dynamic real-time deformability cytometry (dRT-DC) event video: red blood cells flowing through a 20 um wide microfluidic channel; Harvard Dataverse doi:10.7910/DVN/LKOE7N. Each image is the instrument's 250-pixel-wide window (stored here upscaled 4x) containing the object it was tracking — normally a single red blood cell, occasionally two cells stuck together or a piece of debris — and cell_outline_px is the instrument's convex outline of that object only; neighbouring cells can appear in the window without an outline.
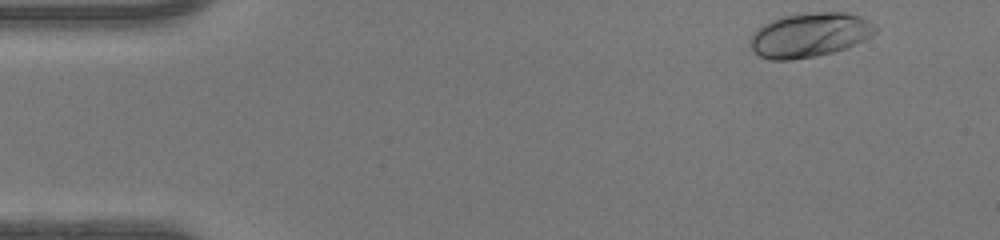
{"species": "human", "species_latin": "Homo sapiens", "temperature_condition": "warm", "stored_images_in_passage": 44, "camera_frame_rate_fps": 3000, "um_per_image_px": 0.085, "donor": {"sex": "female"}, "frame": {"image": 1, "passage_image": 1, "time_ms": 0.0, "image_size_px": [1000, 240], "cell_outline_px": [[876, 32], [872, 36], [864, 40], [844, 48], [832, 52], [816, 56], [792, 60], [772, 60], [760, 56], [752, 48], [752, 36], [764, 24], [780, 16], [812, 12], [840, 12], [860, 16], [868, 20], [876, 28]], "centroid_in_image_um": [68.84, 2.97], "position_along_channel_um": 16.2, "area_um2": 31.85}}
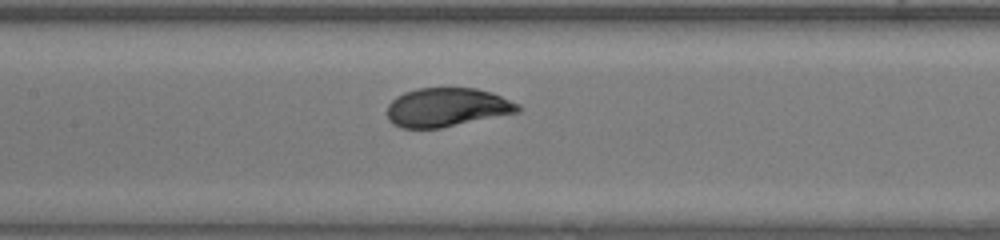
{"frame": {"image": 2, "passage_image": 19, "time_ms": 6.0, "image_size_px": [1000, 240], "cell_outline_px": [[524, 108], [520, 112], [440, 128], [400, 128], [392, 124], [388, 120], [388, 104], [396, 96], [404, 92], [416, 88], [476, 88], [492, 92], [520, 104]], "centroid_in_image_um": [38.01, 9.12], "position_along_channel_um": 169.4, "area_um2": 29.88}}
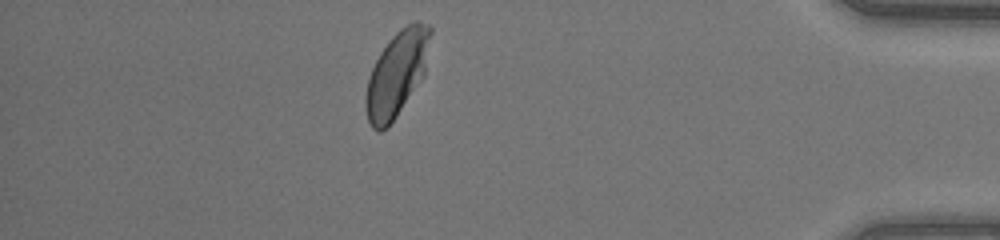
{"frame": {"image": 3, "passage_image": 38, "time_ms": 12.333, "image_size_px": [1000, 240], "cell_outline_px": [[432, 32], [424, 76], [388, 128], [380, 132], [376, 132], [372, 128], [368, 120], [364, 104], [364, 100], [368, 76], [380, 52], [388, 40], [400, 28], [412, 20], [416, 20], [428, 24], [432, 28]], "centroid_in_image_um": [33.73, 6.25], "position_along_channel_um": 401.5, "area_um2": 32.54}, "authors_computed_cell_mechanics": {"area_um2": 30.5473, "velocity_mm_per_s": 4.39, "shape_relaxation_time_tau1_ms": 2.329, "shape_relaxation_time_tau2_ms": null, "deformation_change_tau1": 0.1474, "deformation_change_tau2": null}}